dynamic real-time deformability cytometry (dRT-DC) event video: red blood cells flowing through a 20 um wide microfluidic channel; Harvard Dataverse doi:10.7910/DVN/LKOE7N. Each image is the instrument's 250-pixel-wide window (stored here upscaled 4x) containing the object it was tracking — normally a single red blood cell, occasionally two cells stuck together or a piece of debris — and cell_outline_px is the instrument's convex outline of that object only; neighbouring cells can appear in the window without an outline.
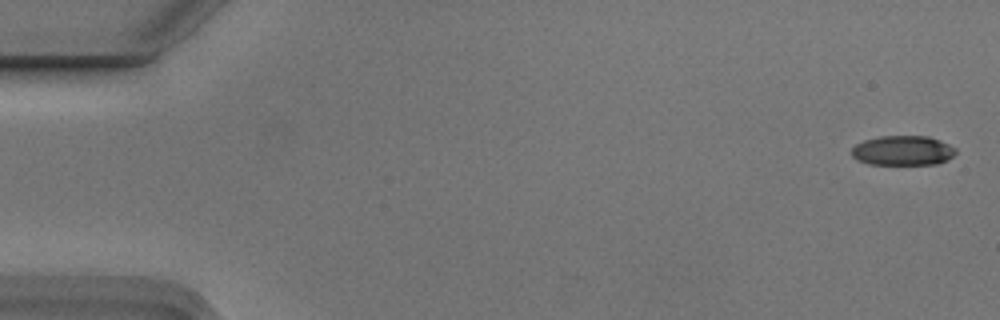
{"species": "Egyptian fruit bat (a non-hibernating species)", "species_latin": "Rousettus aegyptiacus", "temperature_condition": "cold", "stored_images_in_passage": 5, "camera_frame_rate_fps": 3000, "um_per_image_px": 0.085, "animal": {"sex": "male"}, "frame": {"image": 1, "passage_image": 1, "time_ms": 0.0, "image_size_px": [1000, 320], "cell_outline_px": [[956, 152], [948, 160], [936, 164], [868, 164], [856, 160], [852, 156], [852, 148], [856, 144], [864, 140], [880, 136], [928, 136], [940, 140], [956, 148]], "centroid_in_image_um": [76.73, 12.8], "position_along_channel_um": 8.3, "area_um2": 18.09}}